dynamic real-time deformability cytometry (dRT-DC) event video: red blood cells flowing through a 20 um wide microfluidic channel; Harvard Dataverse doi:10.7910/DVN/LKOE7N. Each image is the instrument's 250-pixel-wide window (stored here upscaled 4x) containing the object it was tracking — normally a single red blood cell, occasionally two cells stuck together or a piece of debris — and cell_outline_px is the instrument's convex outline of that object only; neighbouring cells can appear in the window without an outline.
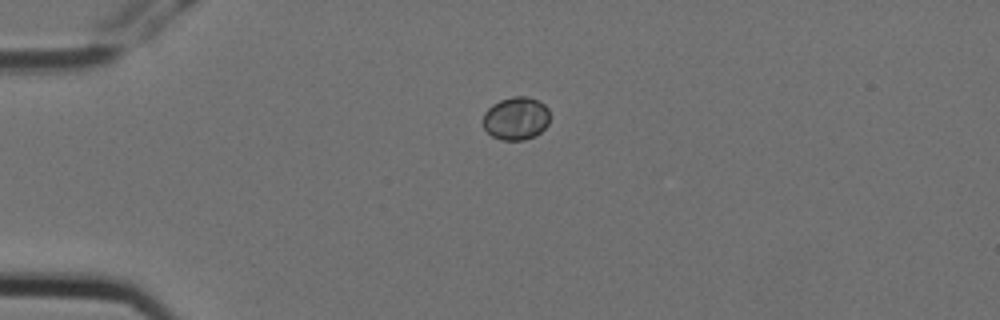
{"species": "Egyptian fruit bat (a non-hibernating species)", "species_latin": "Rousettus aegyptiacus", "temperature_condition": "cold", "stored_images_in_passage": 3, "camera_frame_rate_fps": 3000, "um_per_image_px": 0.085, "animal": {"sex": "female"}, "frame": {"image": 1, "passage_image": 1, "time_ms": 0.0, "image_size_px": [1000, 320], "cell_outline_px": [[548, 124], [536, 136], [524, 140], [500, 140], [492, 136], [484, 128], [484, 112], [492, 104], [500, 100], [512, 96], [528, 96], [544, 104], [548, 108]], "centroid_in_image_um": [43.86, 10.06], "position_along_channel_um": 41.1, "area_um2": 16.76}}
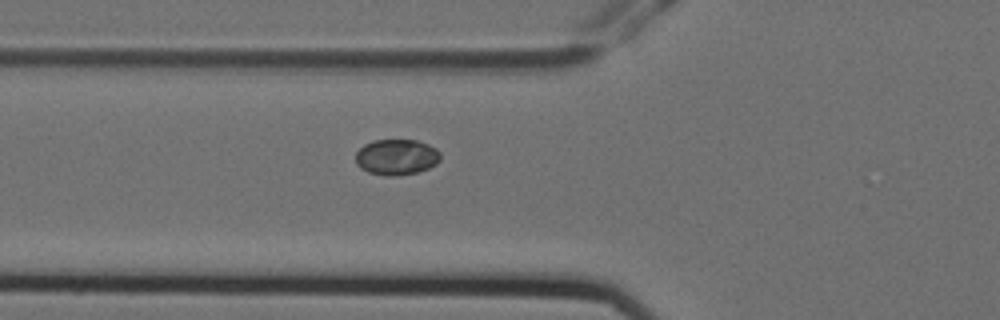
{"frame": {"image": 2, "passage_image": 3, "time_ms": 0.667, "image_size_px": [1000, 320], "cell_outline_px": [[440, 160], [436, 164], [428, 168], [416, 172], [396, 176], [388, 176], [368, 172], [360, 168], [356, 164], [356, 152], [364, 144], [372, 140], [416, 140], [428, 144], [436, 148], [440, 152]], "centroid_in_image_um": [33.69, 13.34], "position_along_channel_um": 92.1, "area_um2": 17.74}}